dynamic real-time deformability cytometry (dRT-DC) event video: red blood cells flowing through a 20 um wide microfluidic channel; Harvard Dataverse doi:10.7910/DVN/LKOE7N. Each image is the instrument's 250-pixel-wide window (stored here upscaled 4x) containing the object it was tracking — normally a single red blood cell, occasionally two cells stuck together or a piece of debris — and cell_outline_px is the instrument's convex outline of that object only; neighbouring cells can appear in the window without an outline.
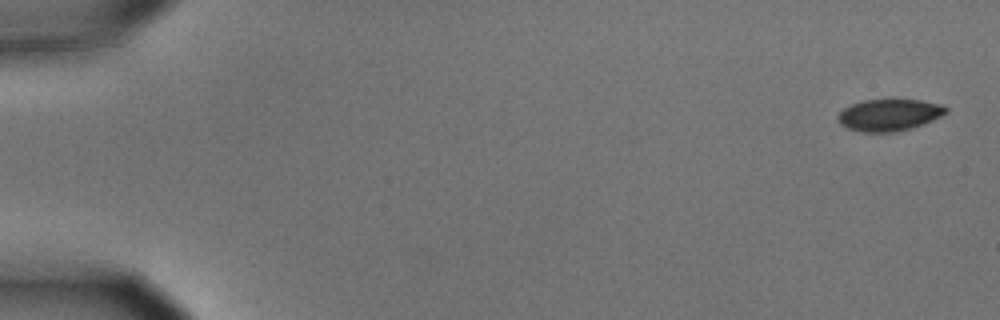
{"species": "common noctule bat (a hibernating species)", "species_latin": "Nyctalus noctula", "temperature_condition": "cold", "stored_images_in_passage": 7, "camera_frame_rate_fps": 3000, "um_per_image_px": 0.085, "animal": {"sex": "male", "body_mass_g": 15.6}, "frame": {"image": 1, "passage_image": 1, "time_ms": 0.0, "image_size_px": [1000, 320], "cell_outline_px": [[948, 112], [924, 124], [892, 132], [860, 132], [848, 128], [840, 124], [836, 116], [844, 108], [852, 104], [864, 100], [920, 100], [944, 104], [948, 108]], "centroid_in_image_um": [75.59, 9.76], "position_along_channel_um": 9.4, "area_um2": 19.94}}
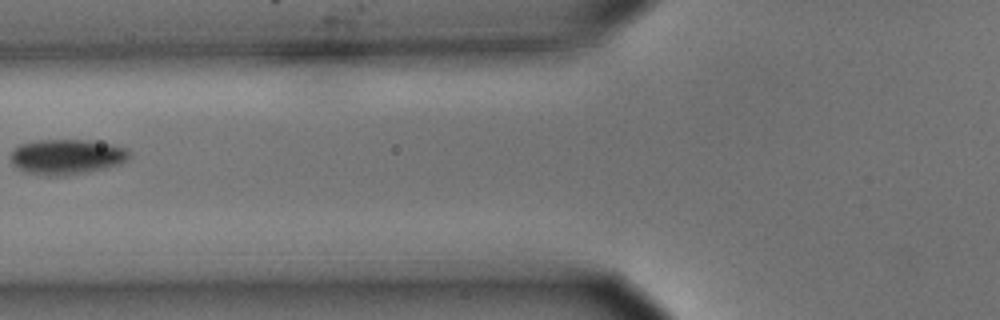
{"frame": {"image": 2, "passage_image": 6, "time_ms": 1.667, "image_size_px": [1000, 320], "cell_outline_px": [[132, 156], [128, 160], [120, 164], [108, 168], [68, 176], [44, 176], [24, 172], [16, 168], [12, 164], [12, 152], [20, 144], [40, 140], [88, 140], [108, 144], [124, 148]], "centroid_in_image_um": [5.68, 13.35], "position_along_channel_um": 120.1, "area_um2": 24.51}}
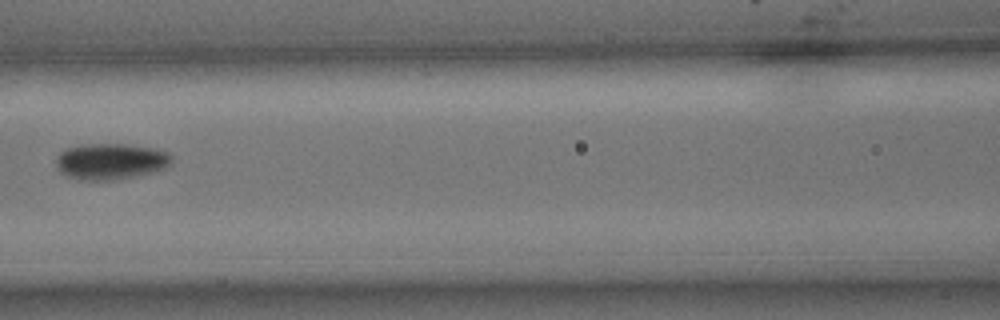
{"frame": {"image": 3, "passage_image": 7, "time_ms": 2.0, "image_size_px": [1000, 320], "cell_outline_px": [[172, 160], [168, 168], [136, 176], [108, 180], [84, 180], [68, 176], [60, 172], [56, 164], [56, 160], [60, 152], [68, 148], [84, 144], [128, 144], [152, 148], [168, 152], [172, 156]], "centroid_in_image_um": [9.44, 13.71], "position_along_channel_um": 157.2, "area_um2": 24.28}}